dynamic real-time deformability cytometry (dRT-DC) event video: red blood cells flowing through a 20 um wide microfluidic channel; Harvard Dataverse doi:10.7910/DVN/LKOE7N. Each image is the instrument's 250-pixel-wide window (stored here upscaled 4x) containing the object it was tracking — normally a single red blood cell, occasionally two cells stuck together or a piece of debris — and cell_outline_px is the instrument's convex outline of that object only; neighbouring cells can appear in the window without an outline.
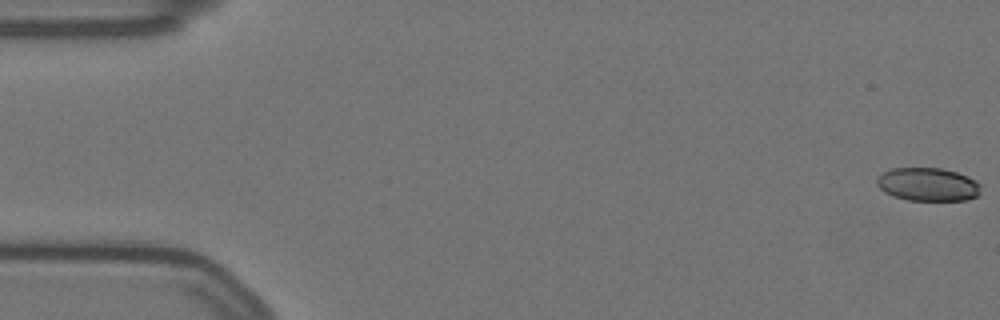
{"species": "Egyptian fruit bat (a non-hibernating species)", "species_latin": "Rousettus aegyptiacus", "temperature_condition": "warm", "stored_images_in_passage": 58, "camera_frame_rate_fps": 3000, "um_per_image_px": 0.085, "animal": {"sex": "female"}, "frame": {"image": 1, "passage_image": 1, "time_ms": 0.0, "image_size_px": [1000, 320], "cell_outline_px": [[980, 192], [976, 196], [968, 200], [908, 200], [884, 192], [876, 184], [876, 180], [884, 172], [892, 168], [940, 168], [956, 172], [968, 176], [976, 180], [980, 184]], "centroid_in_image_um": [78.89, 15.67], "position_along_channel_um": 6.1, "area_um2": 20.06}}
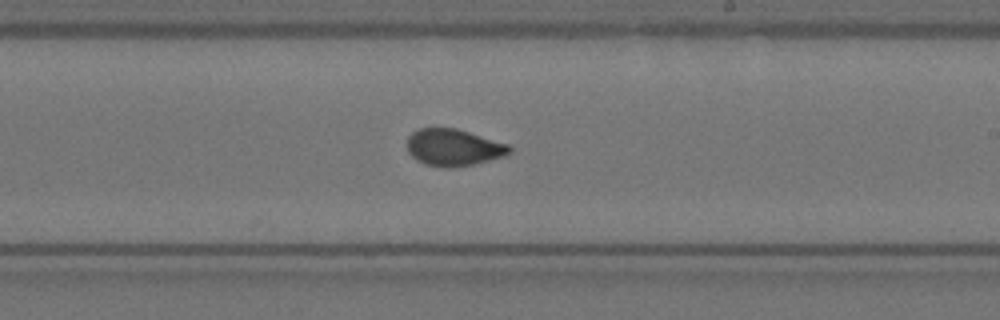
{"frame": {"image": 2, "passage_image": 34, "time_ms": 11.0, "image_size_px": [1000, 320], "cell_outline_px": [[512, 152], [504, 156], [476, 164], [452, 168], [444, 168], [424, 164], [416, 160], [408, 152], [408, 136], [412, 132], [420, 128], [456, 128], [508, 144], [512, 148]], "centroid_in_image_um": [38.55, 12.55], "position_along_channel_um": 250.4, "area_um2": 22.14}}
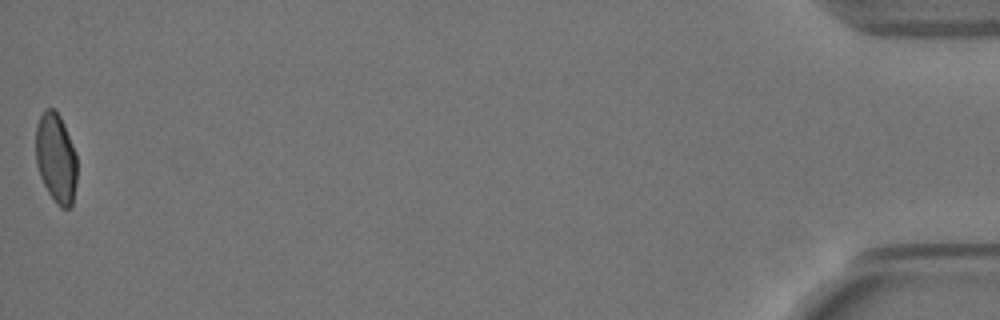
{"frame": {"image": 3, "passage_image": 58, "time_ms": 19.0, "image_size_px": [1000, 320], "cell_outline_px": [[76, 184], [72, 204], [68, 208], [60, 208], [56, 204], [48, 192], [40, 176], [36, 164], [36, 124], [44, 108], [52, 108], [60, 116], [64, 124], [76, 152]], "centroid_in_image_um": [4.75, 13.43], "position_along_channel_um": 430.4, "area_um2": 21.68}, "authors_computed_cell_mechanics": {"area_um2": 22.0796, "velocity_mm_per_s": 3.5073, "shape_relaxation_time_tau1_ms": null, "shape_relaxation_time_tau2_ms": 1.1688, "deformation_change_tau1": null, "deformation_change_tau2": 0.0602}}